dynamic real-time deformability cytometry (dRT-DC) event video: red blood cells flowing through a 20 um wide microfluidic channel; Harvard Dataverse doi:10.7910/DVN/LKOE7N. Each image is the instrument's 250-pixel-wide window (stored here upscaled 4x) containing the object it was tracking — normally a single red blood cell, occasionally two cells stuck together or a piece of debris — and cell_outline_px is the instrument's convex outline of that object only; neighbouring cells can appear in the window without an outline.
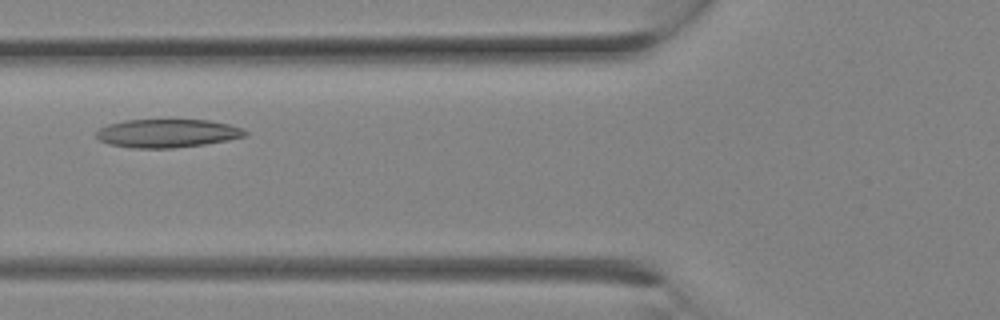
{"species": "Egyptian fruit bat (a non-hibernating species)", "species_latin": "Rousettus aegyptiacus", "temperature_condition": "room temperature", "stored_images_in_passage": 8, "camera_frame_rate_fps": 3000, "um_per_image_px": 0.085, "animal": {"sex": "female"}, "frame": {"image": 1, "passage_image": 7, "time_ms": 2.0, "image_size_px": [1000, 320], "cell_outline_px": [[248, 136], [228, 140], [204, 144], [172, 148], [132, 148], [108, 144], [100, 140], [96, 136], [96, 132], [100, 128], [108, 124], [124, 120], [208, 120], [228, 124], [244, 128], [248, 132]], "centroid_in_image_um": [14.24, 11.33], "position_along_channel_um": 111.6, "area_um2": 24.68}}